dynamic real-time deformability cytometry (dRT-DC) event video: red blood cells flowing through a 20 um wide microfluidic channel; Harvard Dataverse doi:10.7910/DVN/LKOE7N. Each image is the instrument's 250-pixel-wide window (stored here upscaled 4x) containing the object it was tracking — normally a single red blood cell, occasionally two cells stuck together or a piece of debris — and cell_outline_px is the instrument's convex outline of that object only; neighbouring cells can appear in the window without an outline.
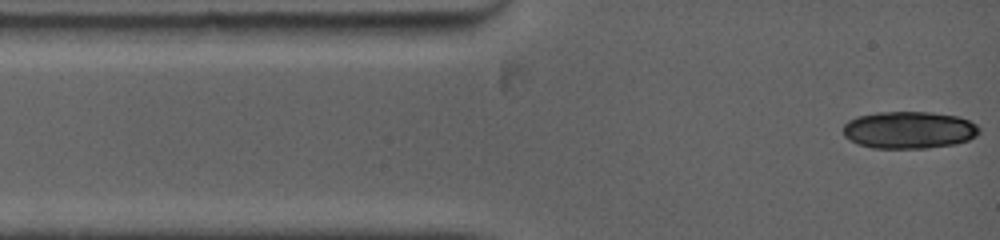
{"species": "common noctule bat (a hibernating species)", "species_latin": "Nyctalus noctula", "temperature_condition": "warm", "stored_images_in_passage": 9, "camera_frame_rate_fps": 5000, "um_per_image_px": 0.085, "animal": {"sex": "female", "body_mass_g": 19.0, "forearm_length_mm": 53.3}, "frame": {"image": 1, "passage_image": 1, "time_ms": 0.0, "image_size_px": [1000, 240], "cell_outline_px": [[980, 132], [976, 136], [968, 140], [952, 144], [924, 148], [872, 148], [856, 144], [844, 136], [844, 124], [848, 120], [856, 116], [876, 112], [932, 112], [956, 116], [968, 120], [976, 124], [980, 128]], "centroid_in_image_um": [77.24, 11.04], "position_along_channel_um": 7.8, "area_um2": 29.59}}